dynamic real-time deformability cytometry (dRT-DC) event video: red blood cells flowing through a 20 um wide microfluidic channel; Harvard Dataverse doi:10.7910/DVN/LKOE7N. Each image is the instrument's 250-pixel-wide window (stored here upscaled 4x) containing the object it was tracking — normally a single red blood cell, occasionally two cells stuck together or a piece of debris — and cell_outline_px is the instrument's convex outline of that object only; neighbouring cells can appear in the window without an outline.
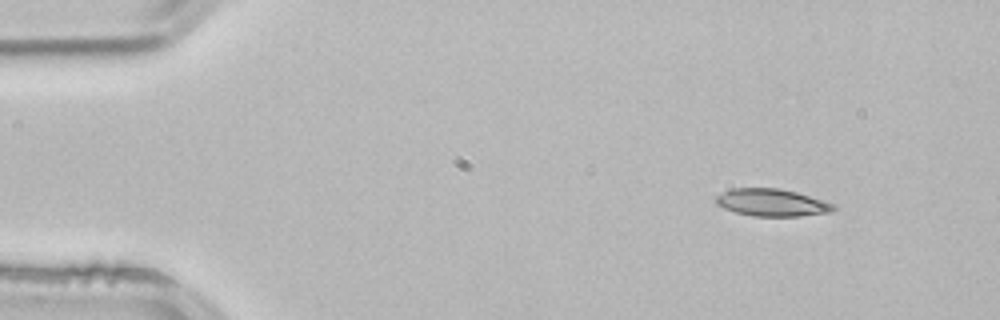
{"species": "common noctule bat (a hibernating species)", "species_latin": "Nyctalus noctula", "temperature_condition": "room temperature", "stored_images_in_passage": 3, "camera_frame_rate_fps": 3000, "um_per_image_px": 0.085, "animal": {"sex": "male", "body_mass_g": 21.5, "forearm_length_mm": 52.0}, "frame": {"image": 1, "passage_image": 1, "time_ms": 0.0, "image_size_px": [1000, 320], "cell_outline_px": [[836, 208], [832, 212], [800, 216], [752, 216], [736, 212], [724, 208], [716, 204], [716, 196], [732, 188], [780, 188], [796, 192], [836, 204]], "centroid_in_image_um": [65.64, 17.22], "position_along_channel_um": 19.4, "area_um2": 18.73}}
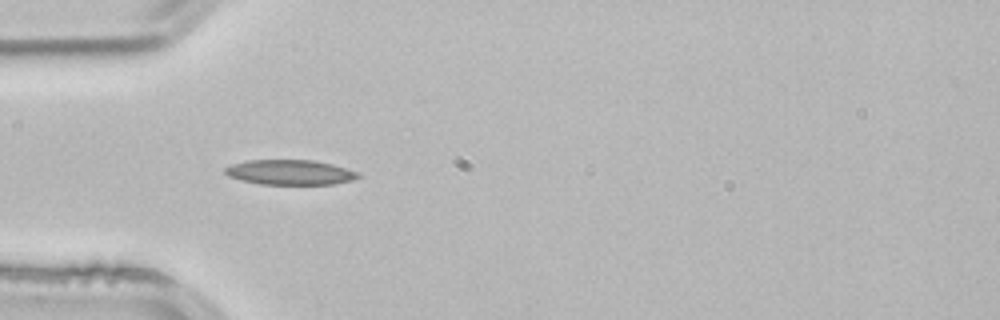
{"frame": {"image": 2, "passage_image": 3, "time_ms": 0.667, "image_size_px": [1000, 320], "cell_outline_px": [[360, 176], [352, 180], [336, 184], [260, 184], [228, 176], [224, 172], [224, 168], [232, 164], [248, 160], [312, 160], [332, 164], [360, 172]], "centroid_in_image_um": [24.68, 14.64], "position_along_channel_um": 60.3, "area_um2": 19.31}}